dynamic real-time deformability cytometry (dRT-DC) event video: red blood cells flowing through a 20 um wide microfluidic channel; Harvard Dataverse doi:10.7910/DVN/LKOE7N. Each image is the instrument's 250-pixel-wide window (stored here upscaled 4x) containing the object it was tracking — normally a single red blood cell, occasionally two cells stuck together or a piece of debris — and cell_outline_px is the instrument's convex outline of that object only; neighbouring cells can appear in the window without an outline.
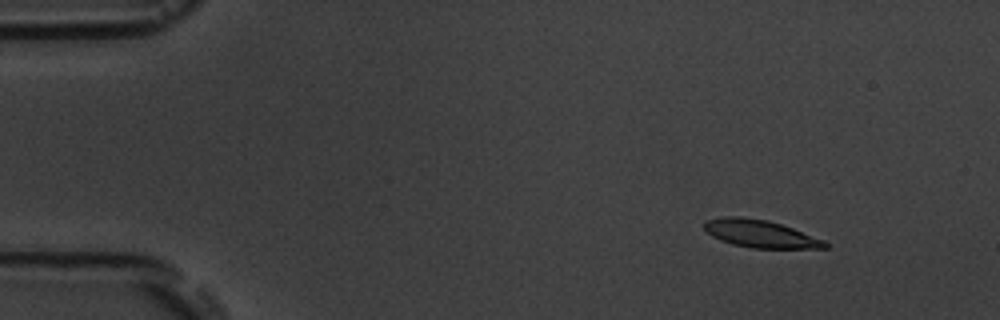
{"species": "common noctule bat (a hibernating species)", "species_latin": "Nyctalus noctula", "temperature_condition": "room temperature", "stored_images_in_passage": 4, "camera_frame_rate_fps": 3000, "um_per_image_px": 0.085, "animal": {"sex": "male", "body_mass_g": 19.5, "forearm_length_mm": 54.6}, "frame": {"image": 1, "passage_image": 1, "time_ms": 0.0, "image_size_px": [1000, 320], "cell_outline_px": [[828, 248], [752, 248], [732, 244], [720, 240], [712, 236], [704, 228], [704, 220], [720, 216], [740, 216], [768, 220], [792, 228], [824, 240], [828, 244]], "centroid_in_image_um": [64.58, 19.86], "position_along_channel_um": 20.4, "area_um2": 19.42}}
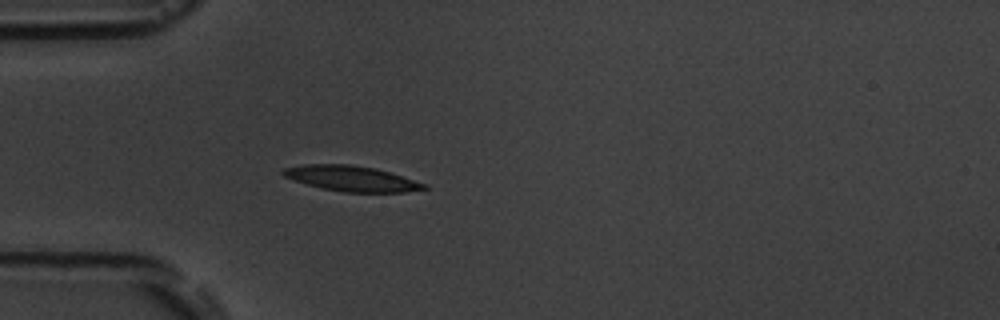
{"frame": {"image": 2, "passage_image": 4, "time_ms": 3.333, "image_size_px": [1000, 320], "cell_outline_px": [[428, 188], [404, 192], [344, 192], [324, 188], [308, 184], [284, 176], [280, 172], [284, 168], [304, 164], [348, 164], [376, 168], [428, 184]], "centroid_in_image_um": [29.9, 15.16], "position_along_channel_um": 55.1, "area_um2": 20.63}}